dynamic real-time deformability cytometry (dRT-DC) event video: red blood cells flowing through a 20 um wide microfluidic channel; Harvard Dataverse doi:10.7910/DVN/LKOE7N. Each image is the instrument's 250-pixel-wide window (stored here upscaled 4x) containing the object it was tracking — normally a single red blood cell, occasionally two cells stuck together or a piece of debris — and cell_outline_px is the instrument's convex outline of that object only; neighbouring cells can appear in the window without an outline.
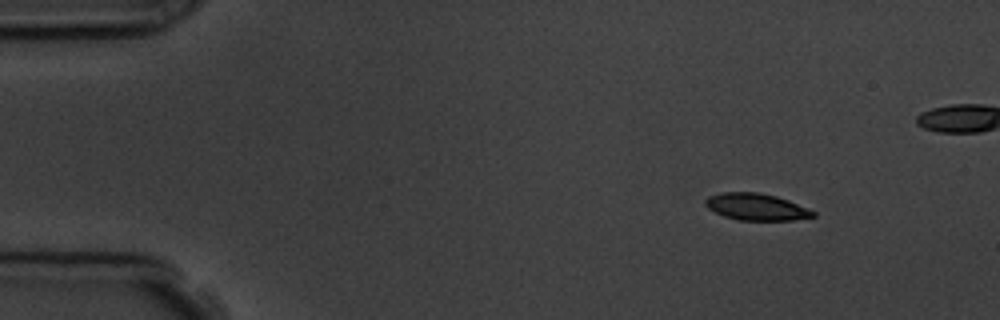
{"species": "common noctule bat (a hibernating species)", "species_latin": "Nyctalus noctula", "temperature_condition": "room temperature", "stored_images_in_passage": 10, "camera_frame_rate_fps": 3000, "um_per_image_px": 0.085, "animal": {"sex": "male", "body_mass_g": 19.5, "forearm_length_mm": 54.6}, "frame": {"image": 1, "passage_image": 1, "time_ms": 0.0, "image_size_px": [1000, 320], "cell_outline_px": [[816, 216], [792, 220], [740, 220], [724, 216], [708, 208], [704, 204], [704, 200], [708, 196], [720, 192], [760, 192], [776, 196], [788, 200], [808, 208], [816, 212]], "centroid_in_image_um": [64.28, 17.57], "position_along_channel_um": 20.7, "area_um2": 16.88}}
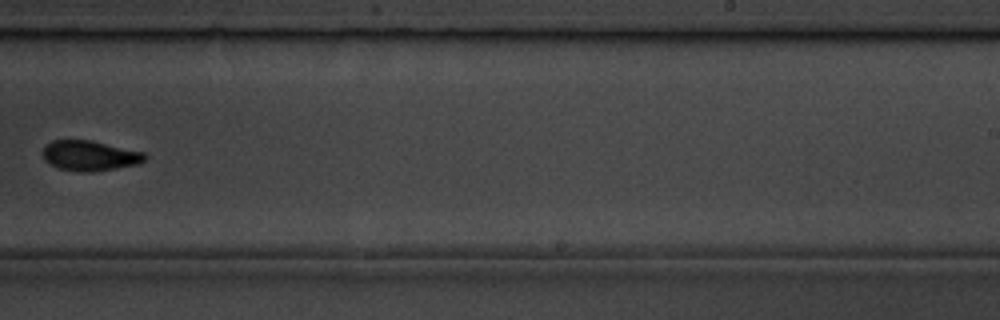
{"frame": {"image": 2, "passage_image": 9, "time_ms": 9.333, "image_size_px": [1000, 320], "cell_outline_px": [[148, 156], [140, 164], [92, 172], [84, 172], [56, 168], [44, 160], [44, 144], [52, 140], [92, 140], [144, 152]], "centroid_in_image_um": [7.64, 13.23], "position_along_channel_um": 281.4, "area_um2": 18.09}}